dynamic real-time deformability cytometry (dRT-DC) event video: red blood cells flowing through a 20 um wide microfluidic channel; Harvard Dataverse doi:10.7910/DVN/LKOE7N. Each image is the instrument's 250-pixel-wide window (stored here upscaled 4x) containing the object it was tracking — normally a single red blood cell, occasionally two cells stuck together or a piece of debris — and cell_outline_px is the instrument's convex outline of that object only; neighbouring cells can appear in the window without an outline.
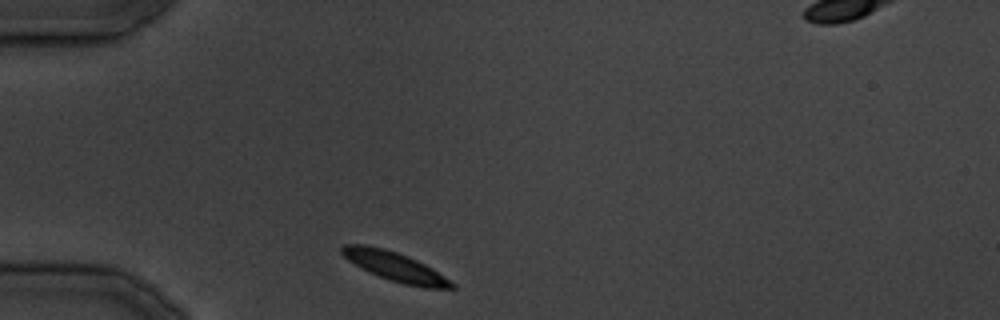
{"species": "common noctule bat (a hibernating species)", "species_latin": "Nyctalus noctula", "temperature_condition": "cold", "stored_images_in_passage": 28, "segment_of_instrument_passage": [1, 2], "camera_frame_rate_fps": 3000, "um_per_image_px": 0.085, "animal": {"sex": "male", "body_mass_g": 19.5, "forearm_length_mm": 54.6}, "frame": {"image": 1, "passage_image": 1, "time_ms": 0.0, "image_size_px": [1000, 320], "cell_outline_px": [[456, 288], [424, 288], [404, 284], [380, 276], [348, 260], [340, 252], [340, 248], [344, 244], [364, 244], [384, 248], [408, 256], [432, 268], [456, 284]], "centroid_in_image_um": [33.6, 22.65], "position_along_channel_um": 51.4, "area_um2": 18.32}}
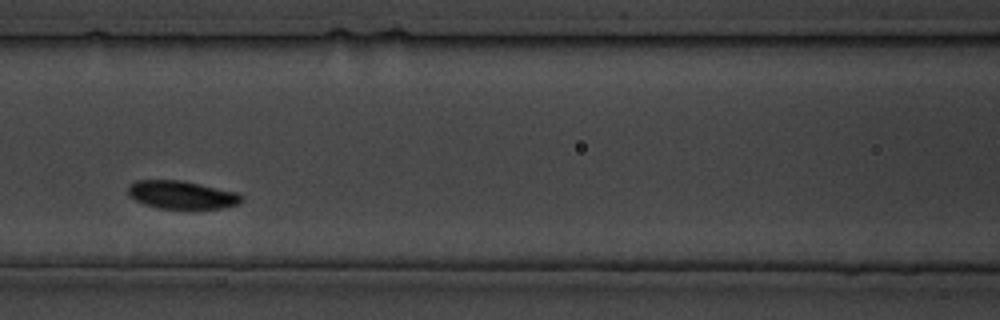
{"frame": {"image": 2, "passage_image": 8, "time_ms": 8.0, "image_size_px": [1000, 320], "cell_outline_px": [[244, 200], [236, 204], [220, 208], [156, 208], [144, 204], [128, 196], [128, 184], [136, 180], [180, 180], [200, 184], [236, 192]], "centroid_in_image_um": [15.38, 16.55], "position_along_channel_um": 151.2, "area_um2": 18.38}}
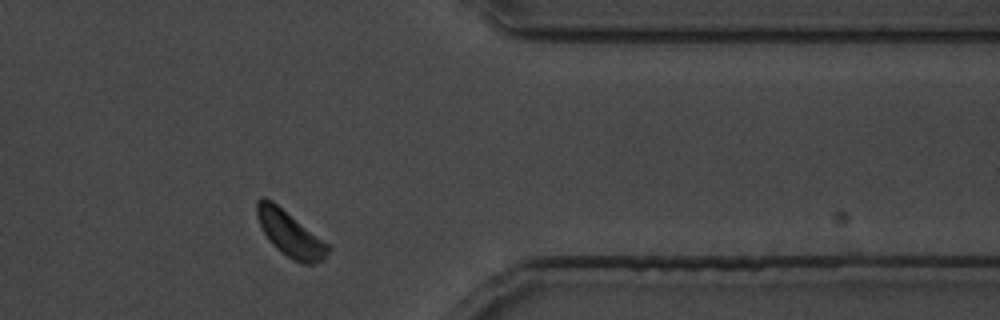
{"frame": {"image": 3, "passage_image": 21, "time_ms": 24.667, "image_size_px": [1000, 320], "cell_outline_px": [[332, 248], [324, 260], [312, 264], [300, 264], [292, 260], [280, 252], [268, 240], [256, 216], [256, 200], [260, 196], [264, 196], [272, 200], [332, 244]], "centroid_in_image_um": [24.71, 19.87], "position_along_channel_um": 386.7, "area_um2": 19.65}}